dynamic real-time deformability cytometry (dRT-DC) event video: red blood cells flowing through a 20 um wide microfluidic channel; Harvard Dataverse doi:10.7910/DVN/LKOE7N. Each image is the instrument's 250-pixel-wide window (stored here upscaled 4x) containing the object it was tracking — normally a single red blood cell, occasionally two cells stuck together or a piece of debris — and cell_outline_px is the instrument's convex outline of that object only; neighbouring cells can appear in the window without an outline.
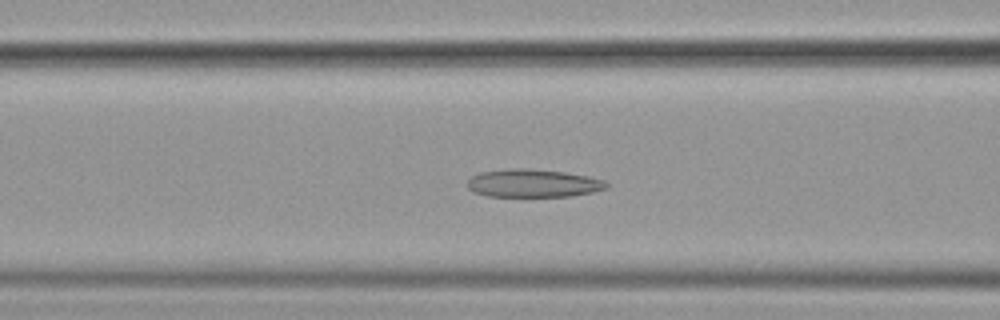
{"species": "common noctule bat (a hibernating species)", "species_latin": "Nyctalus noctula", "temperature_condition": "cold", "stored_images_in_passage": 44, "camera_frame_rate_fps": 3000, "um_per_image_px": 0.085, "animal": {"sex": "female", "body_mass_g": 19.9}, "frame": {"image": 1, "passage_image": 14, "time_ms": 4.333, "image_size_px": [1000, 320], "cell_outline_px": [[608, 188], [592, 192], [572, 196], [488, 196], [472, 192], [468, 188], [468, 180], [472, 176], [480, 172], [508, 168], [528, 168], [564, 172], [588, 176], [604, 180], [608, 184]], "centroid_in_image_um": [45.31, 15.57], "position_along_channel_um": 121.3, "area_um2": 22.77}}
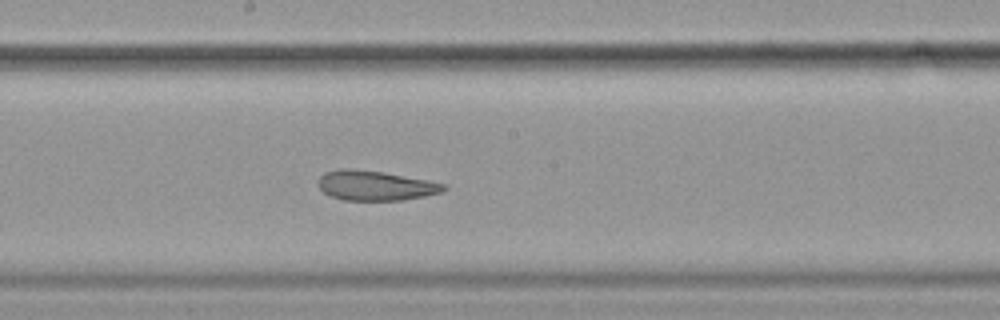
{"frame": {"image": 2, "passage_image": 22, "time_ms": 7.0, "image_size_px": [1000, 320], "cell_outline_px": [[448, 188], [440, 192], [424, 196], [404, 200], [344, 200], [332, 196], [324, 192], [316, 184], [316, 180], [324, 172], [340, 168], [348, 168], [384, 172], [428, 180], [448, 184]], "centroid_in_image_um": [31.89, 15.76], "position_along_channel_um": 216.3, "area_um2": 21.96}}
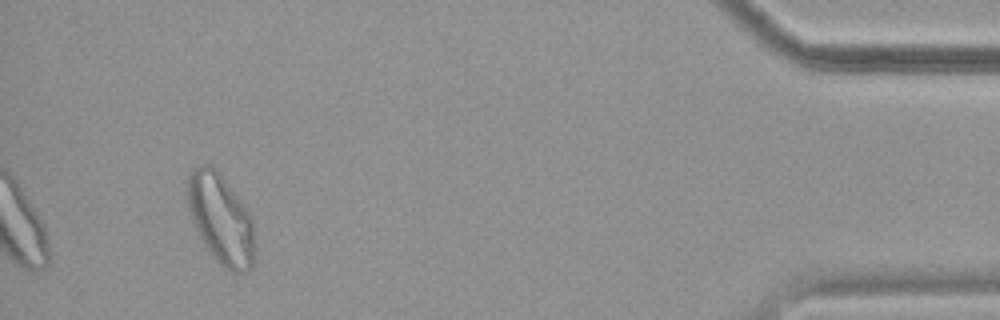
{"frame": {"image": 3, "passage_image": 44, "time_ms": 14.333, "image_size_px": [1000, 320], "cell_outline_px": [[256, 252], [252, 268], [244, 272], [232, 272], [224, 268], [216, 260], [204, 244], [192, 220], [188, 208], [188, 176], [192, 168], [200, 164], [208, 164], [216, 168], [220, 172], [244, 204], [252, 216], [256, 244]], "centroid_in_image_um": [18.81, 18.62], "position_along_channel_um": 416.4, "area_um2": 35.78}, "authors_computed_cell_mechanics": {"area_um2": 24.2182, "velocity_mm_per_s": 3.5805, "shape_relaxation_time_tau1_ms": 4.858, "shape_relaxation_time_tau2_ms": 3.2738, "deformation_change_tau1": 0.1316, "deformation_change_tau2": 0.0869}}